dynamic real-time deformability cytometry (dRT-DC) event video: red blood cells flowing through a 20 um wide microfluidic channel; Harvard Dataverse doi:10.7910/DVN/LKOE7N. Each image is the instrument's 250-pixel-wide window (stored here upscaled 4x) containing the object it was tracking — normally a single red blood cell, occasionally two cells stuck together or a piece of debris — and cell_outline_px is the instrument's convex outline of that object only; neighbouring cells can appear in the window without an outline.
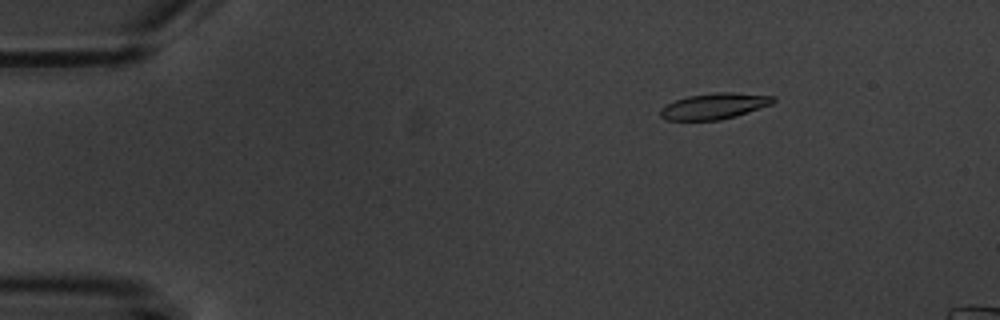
{"species": "common noctule bat (a hibernating species)", "species_latin": "Nyctalus noctula", "temperature_condition": "warm", "stored_images_in_passage": 5, "camera_frame_rate_fps": 3000, "um_per_image_px": 0.085, "animal": {"sex": "male", "body_mass_g": 20.1, "forearm_length_mm": 53.5}, "frame": {"image": 1, "passage_image": 2, "time_ms": 1.333, "image_size_px": [1000, 320], "cell_outline_px": [[776, 100], [772, 104], [736, 116], [720, 120], [668, 120], [660, 116], [660, 108], [676, 100], [688, 96], [716, 92], [732, 92], [776, 96]], "centroid_in_image_um": [60.74, 9.01], "position_along_channel_um": 24.3, "area_um2": 17.05}}